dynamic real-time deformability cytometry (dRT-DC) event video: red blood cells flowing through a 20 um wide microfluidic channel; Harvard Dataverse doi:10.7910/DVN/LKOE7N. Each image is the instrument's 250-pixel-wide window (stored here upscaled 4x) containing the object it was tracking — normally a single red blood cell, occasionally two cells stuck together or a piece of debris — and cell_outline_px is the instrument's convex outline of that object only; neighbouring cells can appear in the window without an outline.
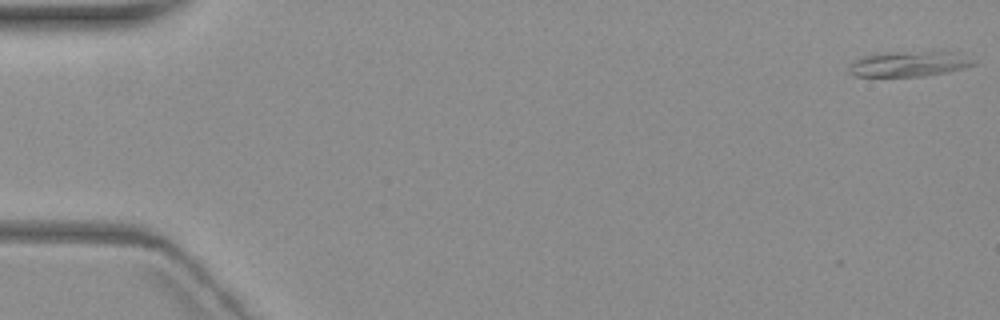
{"species": "common noctule bat (a hibernating species)", "species_latin": "Nyctalus noctula", "temperature_condition": "warm", "stored_images_in_passage": 4, "camera_frame_rate_fps": 3000, "um_per_image_px": 0.085, "animal": {"sex": "female", "body_mass_g": 19.3, "forearm_length_mm": 54.1}, "frame": {"image": 1, "passage_image": 1, "time_ms": 0.0, "image_size_px": [1000, 320], "cell_outline_px": [[976, 64], [964, 68], [948, 72], [924, 76], [852, 76], [848, 72], [848, 64], [864, 56], [880, 52], [952, 52], [976, 60]], "centroid_in_image_um": [77.22, 5.44], "position_along_channel_um": 7.8, "area_um2": 18.38}}